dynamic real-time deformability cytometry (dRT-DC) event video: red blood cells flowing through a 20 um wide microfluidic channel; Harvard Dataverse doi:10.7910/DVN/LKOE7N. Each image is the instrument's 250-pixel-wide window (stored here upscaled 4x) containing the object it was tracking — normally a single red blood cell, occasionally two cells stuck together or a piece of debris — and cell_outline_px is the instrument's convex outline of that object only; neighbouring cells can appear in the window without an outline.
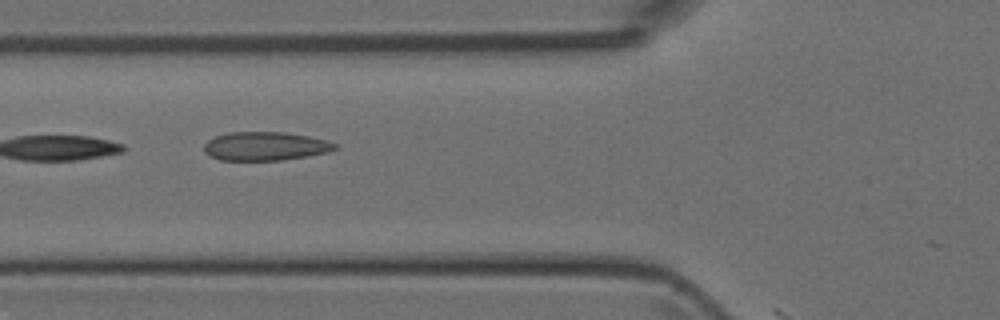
{"species": "Egyptian fruit bat (a non-hibernating species)", "species_latin": "Rousettus aegyptiacus", "temperature_condition": "room temperature", "stored_images_in_passage": 6, "camera_frame_rate_fps": 3000, "um_per_image_px": 0.085, "animal": {"sex": "female"}, "frame": {"image": 1, "passage_image": 2, "time_ms": 1.333, "image_size_px": [1000, 320], "cell_outline_px": [[336, 148], [328, 152], [284, 160], [220, 160], [204, 152], [204, 144], [208, 140], [216, 136], [228, 132], [284, 132], [308, 136], [328, 140], [336, 144]], "centroid_in_image_um": [22.54, 12.42], "position_along_channel_um": 103.3, "area_um2": 21.79}}
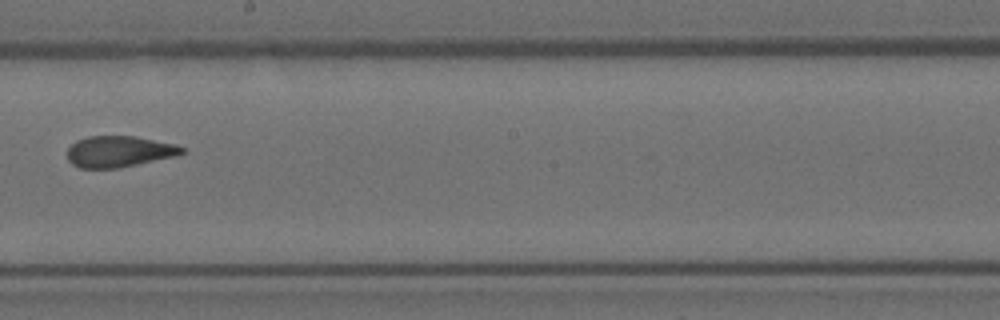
{"frame": {"image": 2, "passage_image": 5, "time_ms": 4.667, "image_size_px": [1000, 320], "cell_outline_px": [[184, 152], [176, 156], [120, 168], [80, 168], [72, 164], [68, 160], [68, 148], [76, 140], [88, 136], [136, 136], [176, 144], [184, 148]], "centroid_in_image_um": [10.12, 12.88], "position_along_channel_um": 238.1, "area_um2": 20.92}}
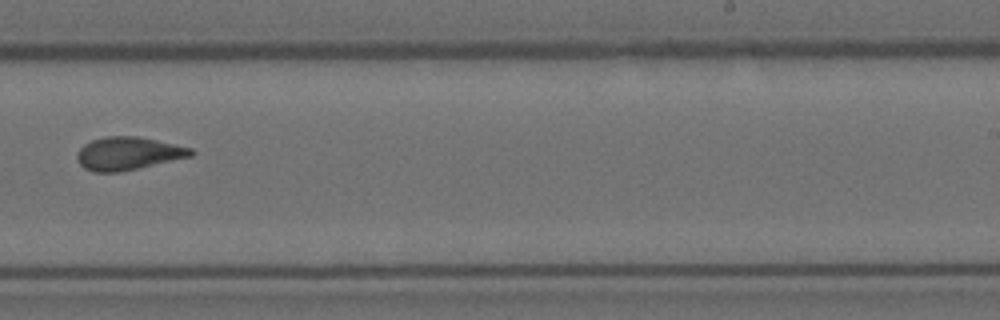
{"frame": {"image": 3, "passage_image": 6, "time_ms": 5.667, "image_size_px": [1000, 320], "cell_outline_px": [[196, 152], [192, 156], [120, 172], [96, 172], [84, 168], [80, 164], [76, 156], [80, 148], [84, 144], [92, 140], [108, 136], [136, 136], [156, 140], [192, 148]], "centroid_in_image_um": [10.9, 13.04], "position_along_channel_um": 278.1, "area_um2": 21.73}}